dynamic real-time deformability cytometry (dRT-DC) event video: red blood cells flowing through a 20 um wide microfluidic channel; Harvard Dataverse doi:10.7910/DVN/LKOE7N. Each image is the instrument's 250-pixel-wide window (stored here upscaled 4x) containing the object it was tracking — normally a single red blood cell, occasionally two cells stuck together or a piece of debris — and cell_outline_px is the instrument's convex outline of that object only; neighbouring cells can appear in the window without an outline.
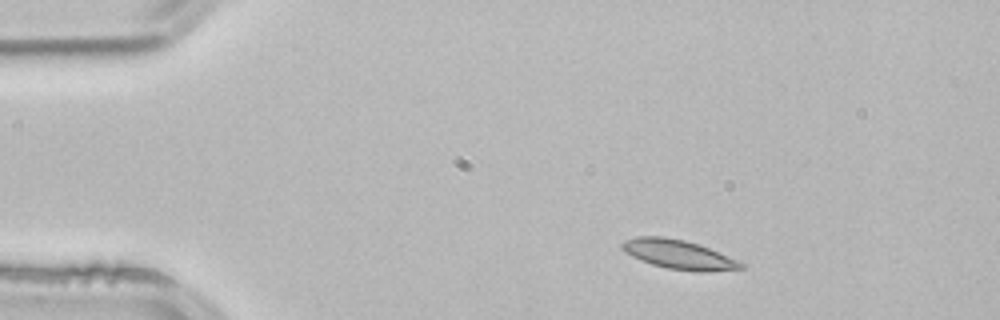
{"species": "common noctule bat (a hibernating species)", "species_latin": "Nyctalus noctula", "temperature_condition": "room temperature", "stored_images_in_passage": 2, "camera_frame_rate_fps": 3000, "um_per_image_px": 0.085, "animal": {"sex": "male", "body_mass_g": 21.5, "forearm_length_mm": 52.0}, "frame": {"image": 1, "passage_image": 1, "time_ms": 0.0, "image_size_px": [1000, 320], "cell_outline_px": [[744, 268], [708, 272], [696, 272], [668, 268], [652, 264], [640, 260], [624, 252], [620, 248], [620, 244], [624, 240], [636, 236], [664, 236], [684, 240], [708, 248], [736, 260], [744, 264]], "centroid_in_image_um": [57.61, 21.63], "position_along_channel_um": 27.4, "area_um2": 20.11}}